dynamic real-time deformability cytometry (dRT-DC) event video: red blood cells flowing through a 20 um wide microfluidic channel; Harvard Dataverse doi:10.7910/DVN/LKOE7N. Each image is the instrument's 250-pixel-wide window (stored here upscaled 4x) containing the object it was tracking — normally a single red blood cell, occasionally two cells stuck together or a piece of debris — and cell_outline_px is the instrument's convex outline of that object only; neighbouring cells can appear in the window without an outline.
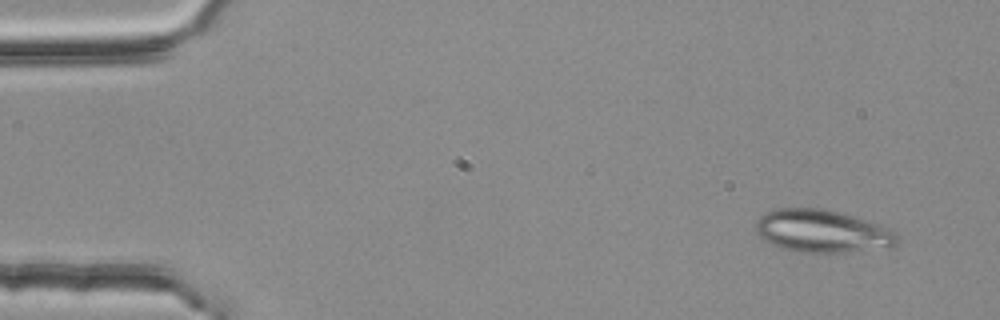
{"species": "common noctule bat (a hibernating species)", "species_latin": "Nyctalus noctula", "temperature_condition": "room temperature", "stored_images_in_passage": 3, "camera_frame_rate_fps": 3000, "um_per_image_px": 0.085, "animal": {"sex": "female", "body_mass_g": 25.1}, "frame": {"image": 1, "passage_image": 1, "time_ms": 0.0, "image_size_px": [1000, 320], "cell_outline_px": [[900, 236], [896, 244], [844, 252], [800, 252], [784, 248], [772, 244], [764, 240], [756, 232], [756, 224], [760, 216], [764, 212], [776, 208], [820, 208], [836, 212], [880, 224], [892, 228]], "centroid_in_image_um": [69.85, 19.63], "position_along_channel_um": 15.2, "area_um2": 34.62}}